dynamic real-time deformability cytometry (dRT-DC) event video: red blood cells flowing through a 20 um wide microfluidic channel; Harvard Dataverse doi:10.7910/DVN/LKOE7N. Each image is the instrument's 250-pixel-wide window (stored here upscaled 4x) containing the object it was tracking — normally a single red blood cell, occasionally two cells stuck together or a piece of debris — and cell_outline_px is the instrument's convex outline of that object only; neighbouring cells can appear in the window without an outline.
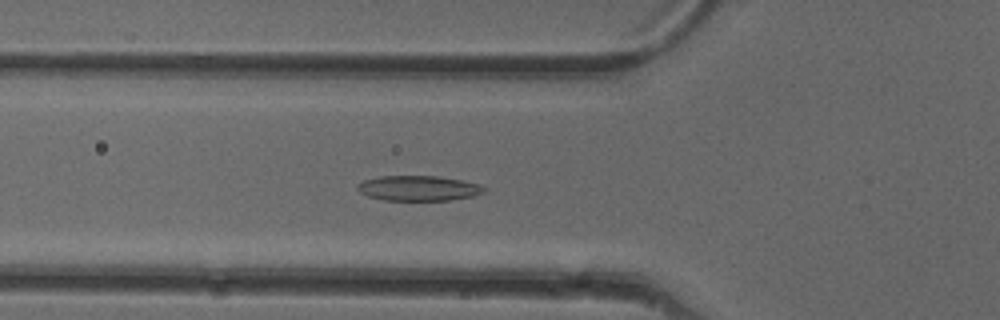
{"species": "common noctule bat (a hibernating species)", "species_latin": "Nyctalus noctula", "temperature_condition": "cold", "stored_images_in_passage": 39, "camera_frame_rate_fps": 3000, "um_per_image_px": 0.085, "animal": {"sex": "female"}, "frame": {"image": 1, "passage_image": 6, "time_ms": 1.667, "image_size_px": [1000, 320], "cell_outline_px": [[488, 188], [484, 192], [472, 196], [452, 200], [384, 200], [368, 196], [360, 192], [356, 188], [356, 184], [364, 180], [380, 176], [436, 176], [460, 180], [480, 184]], "centroid_in_image_um": [35.57, 16.0], "position_along_channel_um": 90.2, "area_um2": 18.55}}
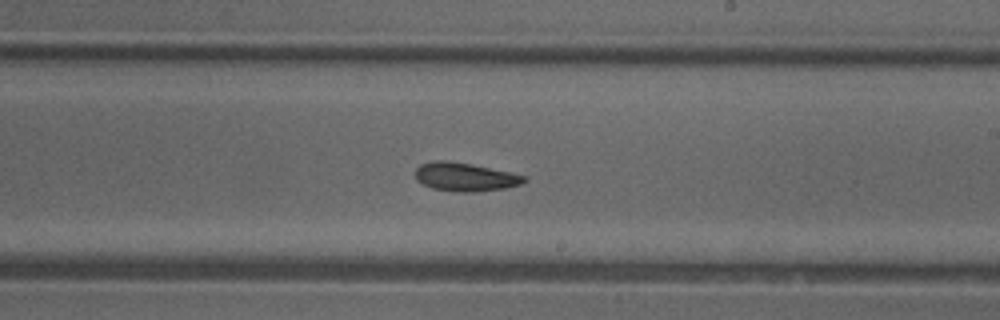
{"frame": {"image": 2, "passage_image": 18, "time_ms": 5.667, "image_size_px": [1000, 320], "cell_outline_px": [[528, 180], [520, 184], [504, 188], [472, 192], [464, 192], [432, 188], [416, 180], [416, 168], [420, 164], [436, 160], [448, 160], [472, 164], [528, 176]], "centroid_in_image_um": [39.54, 15.02], "position_along_channel_um": 249.5, "area_um2": 17.98}}
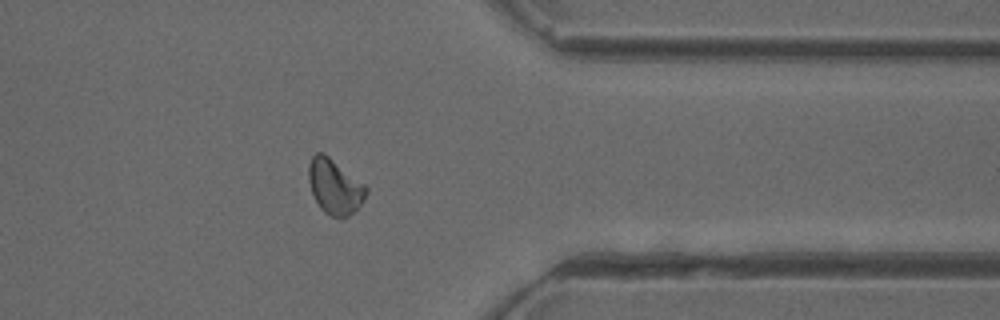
{"frame": {"image": 3, "passage_image": 29, "time_ms": 9.333, "image_size_px": [1000, 320], "cell_outline_px": [[368, 192], [364, 200], [348, 216], [332, 216], [324, 212], [320, 208], [312, 192], [308, 180], [308, 164], [312, 156], [316, 152], [324, 152], [364, 184], [368, 188]], "centroid_in_image_um": [28.43, 15.82], "position_along_channel_um": 383.0, "area_um2": 18.26}, "authors_computed_cell_mechanics": {"area_um2": 17.918, "velocity_mm_per_s": 3.9713, "shape_relaxation_time_tau1_ms": 4.982, "shape_relaxation_time_tau2_ms": 9.3319, "deformation_change_tau1": 0.1075, "deformation_change_tau2": 0.1791}}